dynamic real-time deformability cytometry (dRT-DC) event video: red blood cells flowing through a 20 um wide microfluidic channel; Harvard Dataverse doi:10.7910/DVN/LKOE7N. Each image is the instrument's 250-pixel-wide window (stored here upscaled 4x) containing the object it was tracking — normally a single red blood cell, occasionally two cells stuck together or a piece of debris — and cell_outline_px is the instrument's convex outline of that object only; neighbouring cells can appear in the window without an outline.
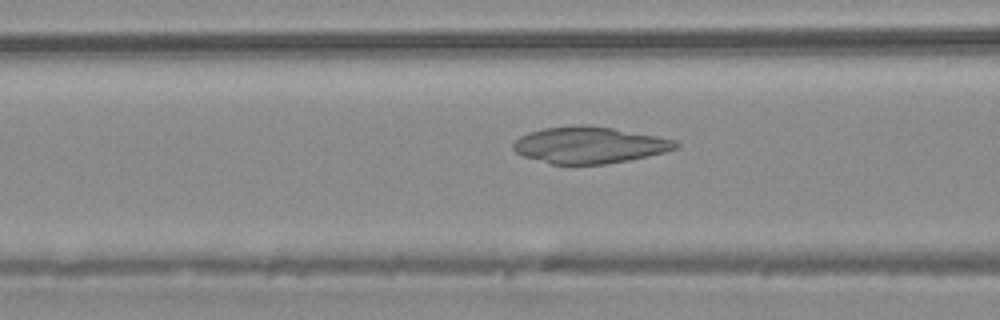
{"species": "common noctule bat (a hibernating species)", "species_latin": "Nyctalus noctula", "temperature_condition": "warm", "stored_images_in_passage": 43, "camera_frame_rate_fps": 3000, "um_per_image_px": 0.085, "animal": {"sex": "male", "body_mass_g": 20.4}, "frame": {"image": 1, "passage_image": 17, "time_ms": 5.333, "image_size_px": [1000, 320], "cell_outline_px": [[680, 144], [676, 148], [664, 152], [648, 156], [628, 160], [604, 164], [548, 164], [524, 156], [516, 152], [512, 148], [512, 144], [520, 136], [528, 132], [544, 128], [580, 124], [584, 124], [612, 128], [656, 136], [676, 140]], "centroid_in_image_um": [50.07, 12.33], "position_along_channel_um": 116.5, "area_um2": 34.56}}
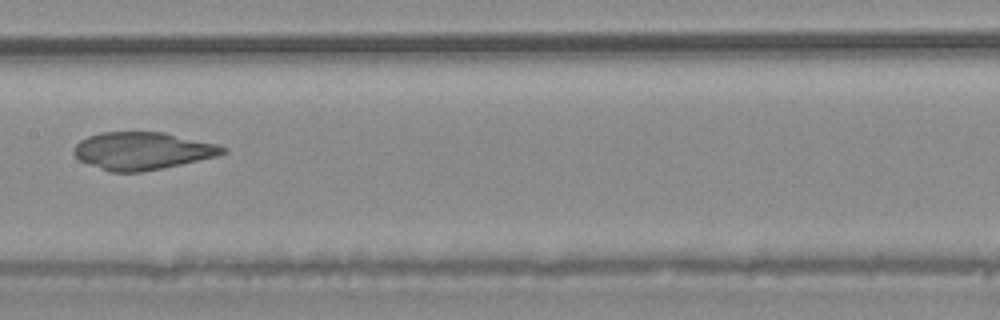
{"frame": {"image": 2, "passage_image": 22, "time_ms": 7.0, "image_size_px": [1000, 320], "cell_outline_px": [[228, 152], [216, 156], [164, 168], [140, 172], [108, 172], [88, 164], [80, 160], [72, 152], [76, 144], [80, 140], [88, 136], [100, 132], [164, 132], [216, 144], [228, 148]], "centroid_in_image_um": [12.09, 12.82], "position_along_channel_um": 195.3, "area_um2": 32.6}}
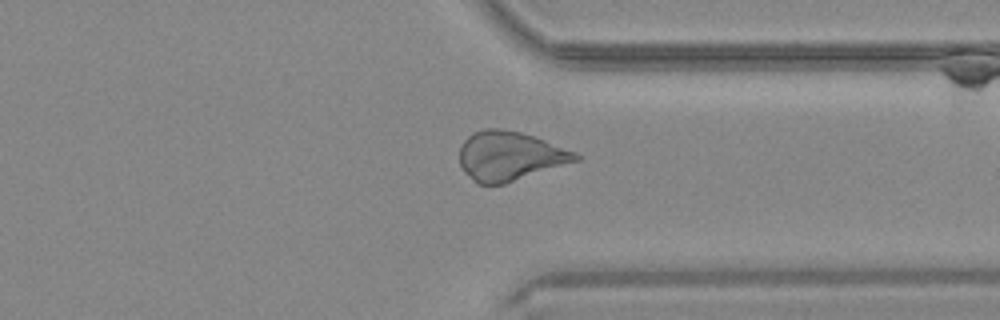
{"frame": {"image": 3, "passage_image": 33, "time_ms": 10.667, "image_size_px": [1000, 320], "cell_outline_px": [[580, 160], [504, 184], [476, 184], [464, 172], [460, 164], [460, 148], [464, 140], [472, 132], [484, 128], [504, 128], [520, 132], [544, 140], [576, 152], [580, 156]], "centroid_in_image_um": [43.3, 13.26], "position_along_channel_um": 368.1, "area_um2": 33.35}}